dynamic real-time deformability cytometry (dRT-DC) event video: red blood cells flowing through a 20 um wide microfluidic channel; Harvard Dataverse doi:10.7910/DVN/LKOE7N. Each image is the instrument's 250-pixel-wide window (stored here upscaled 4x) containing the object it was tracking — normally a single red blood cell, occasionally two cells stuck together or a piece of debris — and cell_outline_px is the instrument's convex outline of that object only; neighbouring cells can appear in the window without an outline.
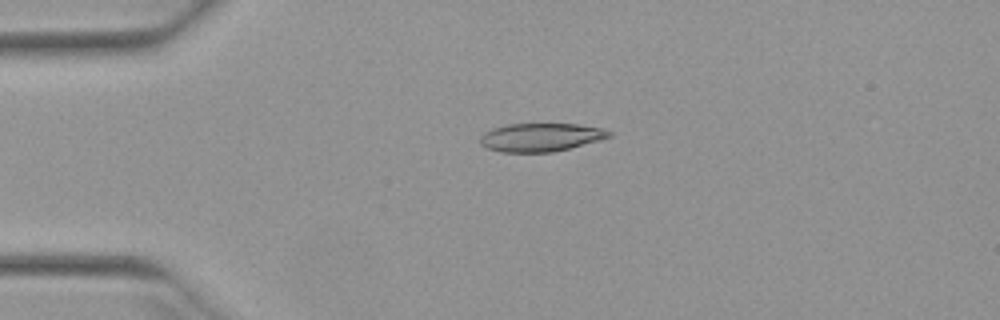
{"species": "Egyptian fruit bat (a non-hibernating species)", "species_latin": "Rousettus aegyptiacus", "temperature_condition": "warm", "stored_images_in_passage": 40, "camera_frame_rate_fps": 3000, "um_per_image_px": 0.085, "animal": {"sex": "female"}, "frame": {"image": 1, "passage_image": 1, "time_ms": 0.0, "image_size_px": [1000, 320], "cell_outline_px": [[612, 136], [600, 140], [552, 152], [500, 152], [488, 148], [480, 144], [480, 136], [484, 132], [492, 128], [508, 124], [576, 124], [604, 128], [612, 132]], "centroid_in_image_um": [45.96, 11.66], "position_along_channel_um": 39.0, "area_um2": 21.27}}
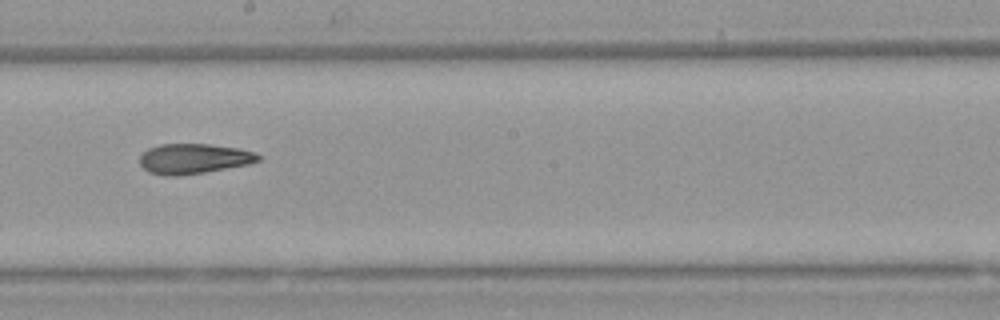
{"frame": {"image": 2, "passage_image": 18, "time_ms": 5.667, "image_size_px": [1000, 320], "cell_outline_px": [[264, 156], [260, 160], [248, 164], [204, 172], [180, 176], [164, 176], [148, 172], [140, 164], [140, 156], [148, 148], [160, 144], [208, 144], [236, 148], [256, 152]], "centroid_in_image_um": [16.47, 13.49], "position_along_channel_um": 231.7, "area_um2": 20.87}}
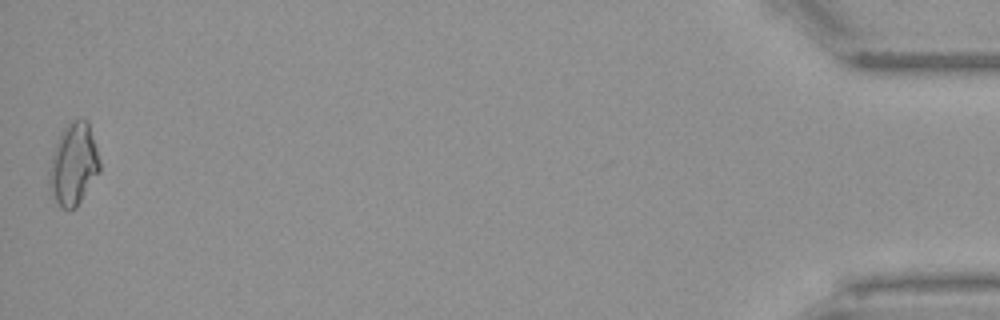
{"frame": {"image": 3, "passage_image": 40, "time_ms": 13.0, "image_size_px": [1000, 320], "cell_outline_px": [[100, 172], [76, 208], [68, 212], [60, 208], [48, 184], [48, 172], [52, 156], [60, 132], [72, 120], [88, 120], [100, 160]], "centroid_in_image_um": [6.25, 14.0], "position_along_channel_um": 428.9, "area_um2": 24.22}, "authors_computed_cell_mechanics": {"area_um2": 21.1837, "velocity_mm_per_s": 3.97, "shape_relaxation_time_tau1_ms": null, "shape_relaxation_time_tau2_ms": 4.5807, "deformation_change_tau1": null, "deformation_change_tau2": 0.1298}}